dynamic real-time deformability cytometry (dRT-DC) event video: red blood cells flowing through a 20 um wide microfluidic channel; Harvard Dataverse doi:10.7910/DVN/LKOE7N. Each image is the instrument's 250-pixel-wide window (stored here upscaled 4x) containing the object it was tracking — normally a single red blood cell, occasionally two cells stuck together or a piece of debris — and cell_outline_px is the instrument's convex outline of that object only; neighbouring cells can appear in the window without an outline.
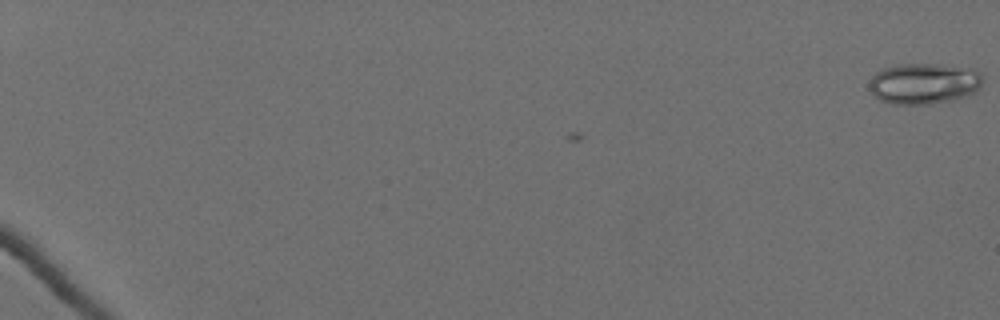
{"species": "Egyptian fruit bat (a non-hibernating species)", "species_latin": "Rousettus aegyptiacus", "temperature_condition": "cold", "stored_images_in_passage": 3, "camera_frame_rate_fps": 3000, "um_per_image_px": 0.085, "animal": {"sex": "female"}, "frame": {"image": 1, "passage_image": 1, "time_ms": 0.0, "image_size_px": [1000, 320], "cell_outline_px": [[984, 80], [980, 88], [976, 92], [952, 100], [928, 104], [892, 104], [880, 100], [868, 88], [868, 84], [872, 76], [876, 72], [884, 68], [896, 64], [936, 64], [980, 72]], "centroid_in_image_um": [78.5, 7.11], "position_along_channel_um": 6.5, "area_um2": 26.88}}